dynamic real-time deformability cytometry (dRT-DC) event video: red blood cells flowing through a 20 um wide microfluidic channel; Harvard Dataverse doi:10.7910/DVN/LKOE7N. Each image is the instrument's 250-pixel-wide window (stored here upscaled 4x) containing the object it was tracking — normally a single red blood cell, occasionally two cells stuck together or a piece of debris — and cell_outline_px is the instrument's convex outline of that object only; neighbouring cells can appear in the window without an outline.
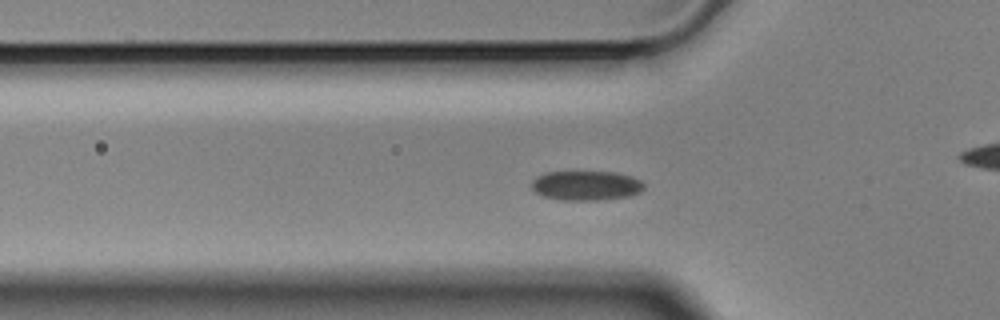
{"species": "Egyptian fruit bat (a non-hibernating species)", "species_latin": "Rousettus aegyptiacus", "temperature_condition": "cold", "stored_images_in_passage": 43, "camera_frame_rate_fps": 3000, "um_per_image_px": 0.085, "animal": {"sex": "male"}, "frame": {"image": 1, "passage_image": 3, "time_ms": 0.667, "image_size_px": [1000, 320], "cell_outline_px": [[644, 188], [640, 192], [628, 196], [596, 200], [560, 200], [544, 196], [536, 192], [532, 188], [532, 180], [536, 176], [544, 172], [616, 172], [632, 176], [640, 180], [644, 184]], "centroid_in_image_um": [49.81, 15.76], "position_along_channel_um": 76.0, "area_um2": 19.36}}
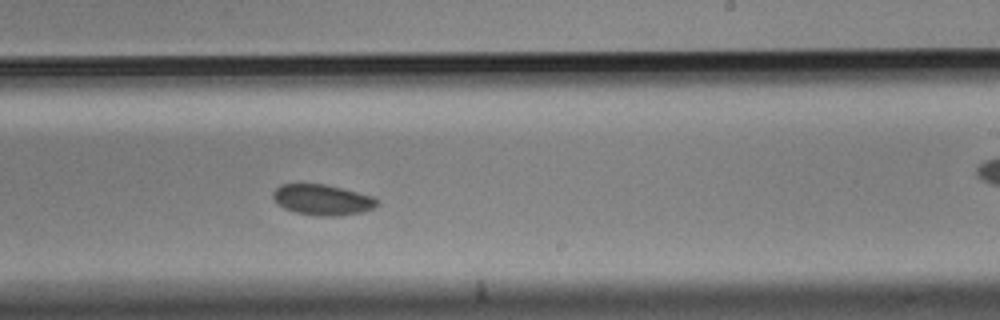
{"frame": {"image": 2, "passage_image": 19, "time_ms": 6.0, "image_size_px": [1000, 320], "cell_outline_px": [[380, 204], [364, 212], [340, 216], [320, 216], [296, 212], [284, 208], [272, 196], [272, 192], [280, 184], [324, 184], [372, 196], [380, 200]], "centroid_in_image_um": [27.44, 16.99], "position_along_channel_um": 261.6, "area_um2": 18.5}}
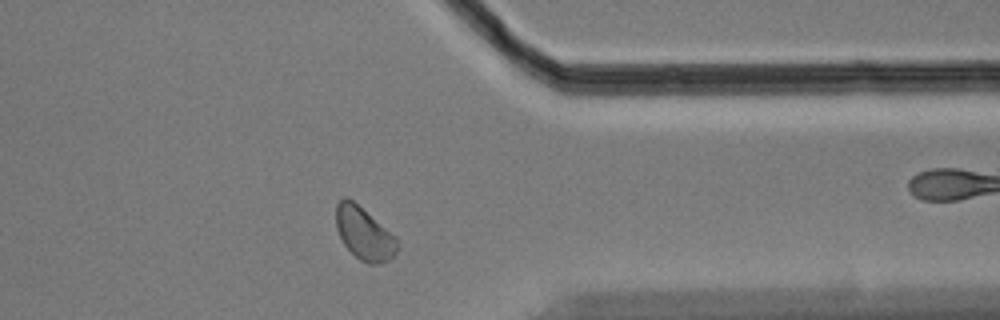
{"frame": {"image": 3, "passage_image": 30, "time_ms": 9.667, "image_size_px": [1000, 320], "cell_outline_px": [[396, 252], [388, 260], [376, 264], [368, 264], [360, 260], [344, 244], [336, 228], [336, 204], [344, 196], [348, 196], [396, 236]], "centroid_in_image_um": [30.92, 19.82], "position_along_channel_um": 380.5, "area_um2": 18.55}}